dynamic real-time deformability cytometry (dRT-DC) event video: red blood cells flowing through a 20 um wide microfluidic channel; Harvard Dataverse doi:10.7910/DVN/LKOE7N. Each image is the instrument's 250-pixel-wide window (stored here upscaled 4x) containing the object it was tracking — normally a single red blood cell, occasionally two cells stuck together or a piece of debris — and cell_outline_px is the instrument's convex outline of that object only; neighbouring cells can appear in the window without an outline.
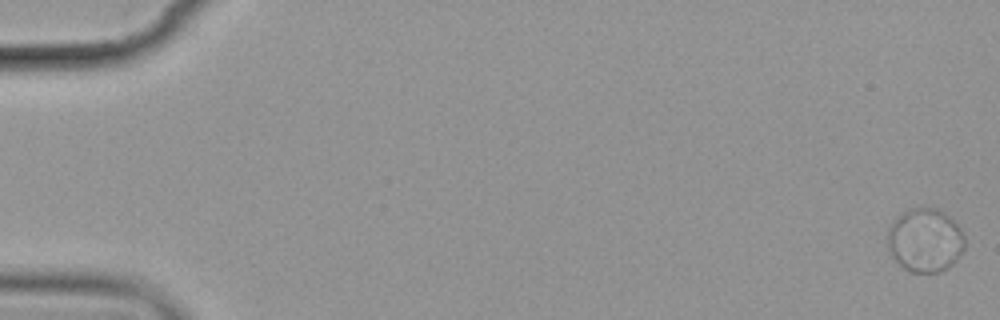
{"species": "common noctule bat (a hibernating species)", "species_latin": "Nyctalus noctula", "temperature_condition": "cold", "stored_images_in_passage": 6, "camera_frame_rate_fps": 3000, "um_per_image_px": 0.085, "animal": {"sex": "female", "body_mass_g": 19.9}, "frame": {"image": 1, "passage_image": 1, "time_ms": 0.0, "image_size_px": [1000, 320], "cell_outline_px": [[964, 248], [956, 260], [948, 268], [940, 272], [912, 272], [904, 268], [892, 256], [888, 248], [888, 228], [908, 208], [940, 208], [956, 220], [964, 236]], "centroid_in_image_um": [78.67, 20.41], "position_along_channel_um": 6.3, "area_um2": 28.67}}
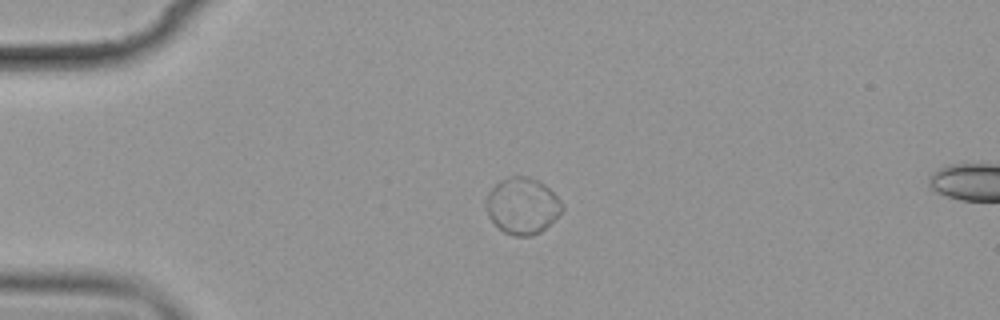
{"frame": {"image": 2, "passage_image": 5, "time_ms": 4.667, "image_size_px": [1000, 320], "cell_outline_px": [[564, 212], [540, 232], [532, 236], [516, 236], [504, 232], [488, 216], [484, 208], [484, 204], [488, 192], [500, 180], [508, 176], [528, 176], [544, 184], [564, 204]], "centroid_in_image_um": [44.4, 17.49], "position_along_channel_um": 40.6, "area_um2": 25.2}}